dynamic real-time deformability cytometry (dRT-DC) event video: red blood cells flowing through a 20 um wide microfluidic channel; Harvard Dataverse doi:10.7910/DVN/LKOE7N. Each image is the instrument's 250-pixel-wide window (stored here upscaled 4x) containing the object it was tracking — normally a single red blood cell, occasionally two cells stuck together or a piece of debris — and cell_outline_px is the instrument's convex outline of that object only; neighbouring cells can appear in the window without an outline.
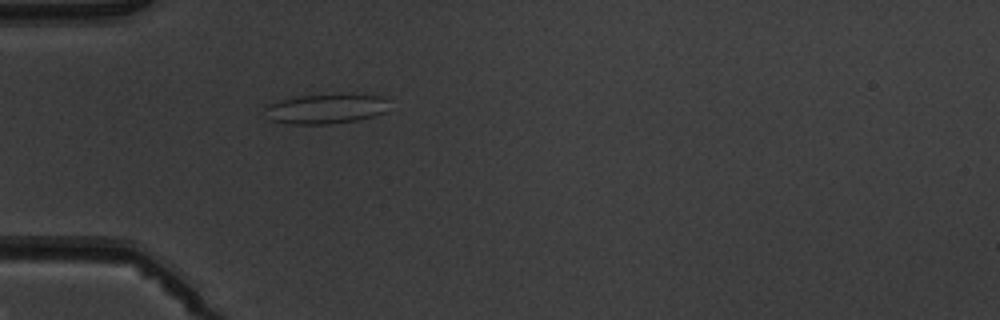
{"species": "common noctule bat (a hibernating species)", "species_latin": "Nyctalus noctula", "temperature_condition": "warm", "stored_images_in_passage": 4, "camera_frame_rate_fps": 3000, "um_per_image_px": 0.085, "animal": {"sex": "male", "body_mass_g": 19.5, "forearm_length_mm": 54.6}, "frame": {"image": 1, "passage_image": 4, "time_ms": 3.667, "image_size_px": [1000, 320], "cell_outline_px": [[388, 100], [384, 112], [372, 116], [356, 120], [328, 124], [288, 124], [272, 120], [264, 108], [268, 104], [280, 100], [300, 96], [384, 96]], "centroid_in_image_um": [27.65, 9.28], "position_along_channel_um": 57.3, "area_um2": 20.63}}